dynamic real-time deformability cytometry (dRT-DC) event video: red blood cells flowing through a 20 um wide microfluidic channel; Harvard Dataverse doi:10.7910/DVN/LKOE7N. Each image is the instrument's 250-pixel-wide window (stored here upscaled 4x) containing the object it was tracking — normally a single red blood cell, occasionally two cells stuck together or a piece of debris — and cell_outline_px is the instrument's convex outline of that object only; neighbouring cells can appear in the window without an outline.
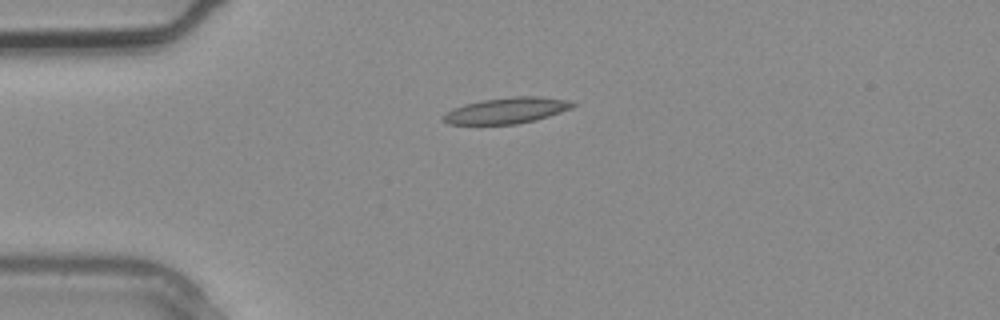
{"species": "common noctule bat (a hibernating species)", "species_latin": "Nyctalus noctula", "temperature_condition": "warm", "stored_images_in_passage": 3, "camera_frame_rate_fps": 3000, "um_per_image_px": 0.085, "animal": {"sex": "male", "body_mass_g": 20.4}, "frame": {"image": 1, "passage_image": 3, "time_ms": 0.667, "image_size_px": [1000, 320], "cell_outline_px": [[580, 104], [572, 108], [536, 120], [516, 124], [448, 124], [444, 120], [444, 116], [452, 108], [464, 104], [480, 100], [512, 96], [540, 96], [564, 100]], "centroid_in_image_um": [43.09, 9.38], "position_along_channel_um": 41.9, "area_um2": 19.54}}